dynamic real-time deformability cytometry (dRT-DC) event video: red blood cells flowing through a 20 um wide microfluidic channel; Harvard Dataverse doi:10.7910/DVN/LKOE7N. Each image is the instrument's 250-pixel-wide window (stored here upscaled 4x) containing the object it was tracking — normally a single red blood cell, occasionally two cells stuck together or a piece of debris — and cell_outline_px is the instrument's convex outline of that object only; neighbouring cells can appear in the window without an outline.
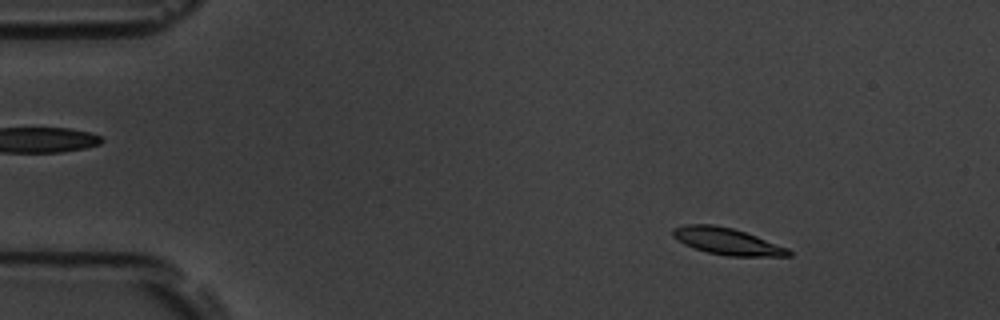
{"species": "common noctule bat (a hibernating species)", "species_latin": "Nyctalus noctula", "temperature_condition": "room temperature", "stored_images_in_passage": 56, "camera_frame_rate_fps": 3000, "um_per_image_px": 0.085, "animal": {"sex": "male", "body_mass_g": 19.5, "forearm_length_mm": 54.6}, "frame": {"image": 1, "passage_image": 7, "time_ms": 2.0, "image_size_px": [1000, 320], "cell_outline_px": [[792, 256], [728, 256], [708, 252], [684, 244], [672, 236], [672, 228], [684, 224], [716, 224], [732, 228], [756, 236], [788, 248], [792, 252]], "centroid_in_image_um": [61.78, 20.5], "position_along_channel_um": 23.2, "area_um2": 17.98}}
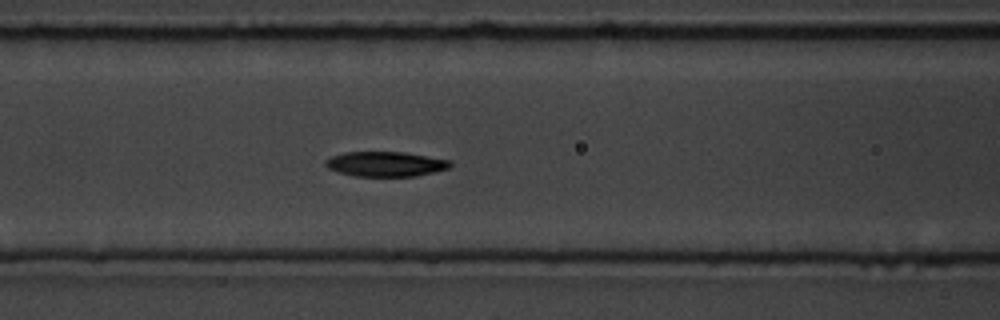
{"frame": {"image": 2, "passage_image": 23, "time_ms": 7.333, "image_size_px": [1000, 320], "cell_outline_px": [[452, 164], [448, 168], [416, 176], [356, 176], [340, 172], [328, 168], [324, 164], [324, 160], [332, 156], [344, 152], [404, 152], [452, 160]], "centroid_in_image_um": [32.77, 13.93], "position_along_channel_um": 133.8, "area_um2": 18.03}}
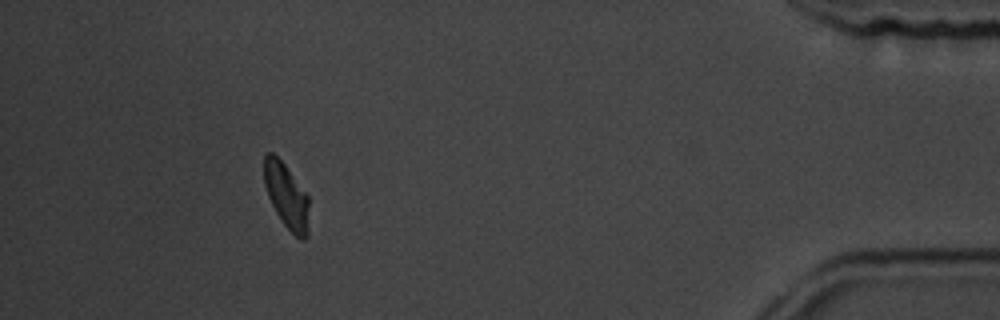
{"frame": {"image": 3, "passage_image": 51, "time_ms": 16.667, "image_size_px": [1000, 320], "cell_outline_px": [[308, 236], [304, 240], [296, 236], [284, 224], [276, 212], [268, 196], [264, 184], [264, 156], [268, 152], [272, 152], [284, 164], [308, 196]], "centroid_in_image_um": [24.34, 16.65], "position_along_channel_um": 410.9, "area_um2": 16.7}, "authors_computed_cell_mechanics": {"area_um2": 17.8313, "velocity_mm_per_s": 3.6044, "shape_relaxation_time_tau1_ms": 2.8106, "shape_relaxation_time_tau2_ms": 7.9444, "deformation_change_tau1": 0.1202, "deformation_change_tau2": 0.1054}}